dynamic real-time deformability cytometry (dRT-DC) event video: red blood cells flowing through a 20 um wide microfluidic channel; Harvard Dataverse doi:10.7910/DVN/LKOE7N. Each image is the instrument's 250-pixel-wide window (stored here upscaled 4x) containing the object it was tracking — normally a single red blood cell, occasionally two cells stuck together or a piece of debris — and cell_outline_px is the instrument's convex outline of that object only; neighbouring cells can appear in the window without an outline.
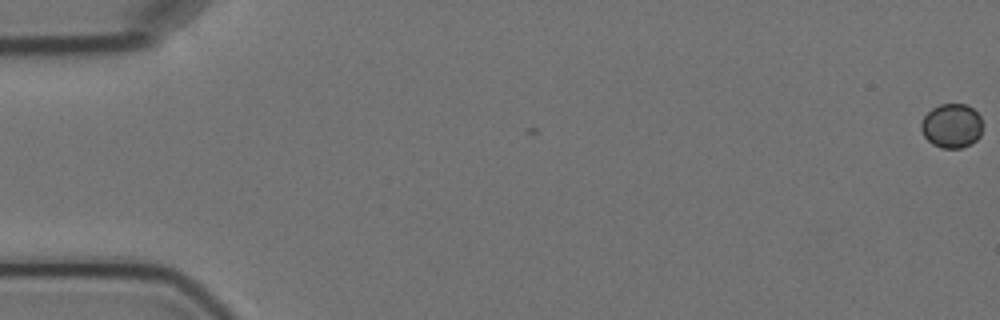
{"species": "Egyptian fruit bat (a non-hibernating species)", "species_latin": "Rousettus aegyptiacus", "temperature_condition": "cold", "stored_images_in_passage": 2, "camera_frame_rate_fps": 3000, "um_per_image_px": 0.085, "animal": {"sex": "female"}, "frame": {"image": 1, "passage_image": 1, "time_ms": 0.0, "image_size_px": [1000, 320], "cell_outline_px": [[984, 124], [980, 136], [972, 144], [960, 148], [940, 148], [932, 144], [924, 136], [920, 128], [920, 124], [924, 116], [932, 108], [940, 104], [968, 104], [980, 116]], "centroid_in_image_um": [80.91, 10.7], "position_along_channel_um": 4.1, "area_um2": 16.13}}